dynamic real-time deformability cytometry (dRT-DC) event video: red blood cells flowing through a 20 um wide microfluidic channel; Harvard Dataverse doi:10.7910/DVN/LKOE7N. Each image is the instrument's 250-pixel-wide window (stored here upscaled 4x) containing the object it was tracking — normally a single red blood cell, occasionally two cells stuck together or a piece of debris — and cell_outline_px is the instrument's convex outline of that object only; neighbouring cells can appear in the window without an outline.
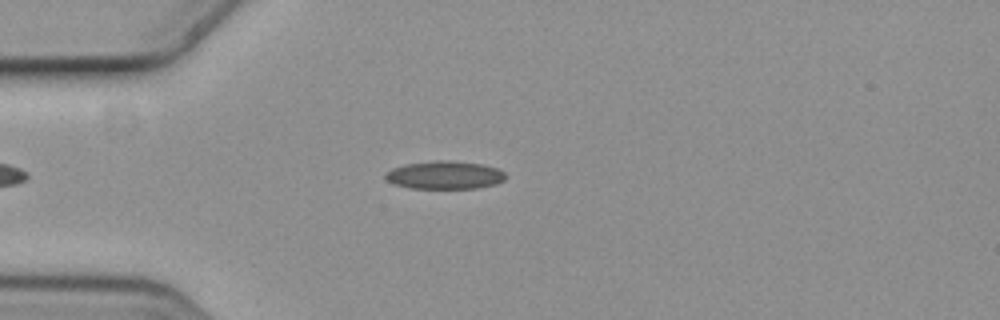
{"species": "common noctule bat (a hibernating species)", "species_latin": "Nyctalus noctula", "temperature_condition": "cold", "stored_images_in_passage": 2, "camera_frame_rate_fps": 3000, "um_per_image_px": 0.085, "animal": {"sex": "female", "body_mass_g": 19.3, "forearm_length_mm": 54.1}, "frame": {"image": 1, "passage_image": 1, "time_ms": 0.0, "image_size_px": [1000, 320], "cell_outline_px": [[508, 176], [504, 180], [496, 184], [476, 188], [412, 188], [392, 184], [384, 176], [392, 168], [404, 164], [432, 160], [448, 160], [484, 164], [496, 168], [504, 172]], "centroid_in_image_um": [37.82, 14.87], "position_along_channel_um": 47.2, "area_um2": 19.77}}
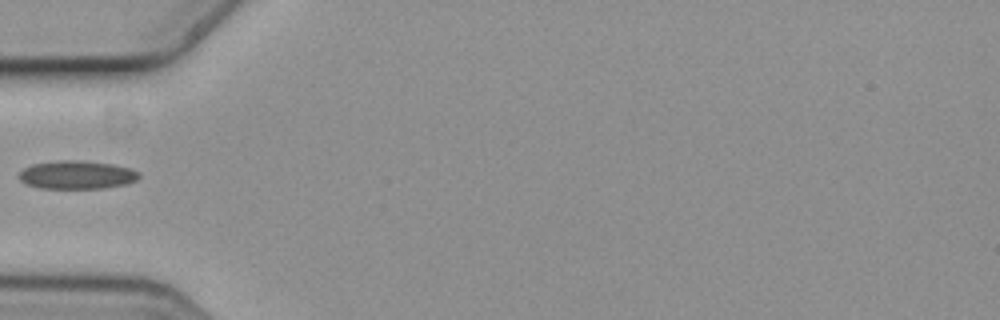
{"frame": {"image": 2, "passage_image": 2, "time_ms": 0.333, "image_size_px": [1000, 320], "cell_outline_px": [[140, 176], [136, 180], [124, 184], [104, 188], [40, 188], [24, 184], [20, 180], [20, 172], [24, 168], [32, 164], [60, 160], [76, 160], [112, 164], [128, 168], [136, 172]], "centroid_in_image_um": [6.48, 14.86], "position_along_channel_um": 78.5, "area_um2": 19.54}}